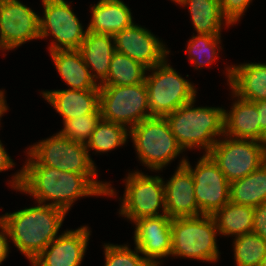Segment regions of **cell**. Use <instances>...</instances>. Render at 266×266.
I'll list each match as a JSON object with an SVG mask.
<instances>
[{"instance_id": "6da1fadb", "label": "cell", "mask_w": 266, "mask_h": 266, "mask_svg": "<svg viewBox=\"0 0 266 266\" xmlns=\"http://www.w3.org/2000/svg\"><path fill=\"white\" fill-rule=\"evenodd\" d=\"M96 174H78L57 168L37 165L31 158L13 177L12 187L29 193L39 204L52 200L49 205L70 209L75 199L92 195H114L109 183L95 181Z\"/></svg>"}, {"instance_id": "7a4b0ae2", "label": "cell", "mask_w": 266, "mask_h": 266, "mask_svg": "<svg viewBox=\"0 0 266 266\" xmlns=\"http://www.w3.org/2000/svg\"><path fill=\"white\" fill-rule=\"evenodd\" d=\"M66 213L64 209L44 203L6 213L0 220L15 246L32 261L57 238Z\"/></svg>"}, {"instance_id": "3957f363", "label": "cell", "mask_w": 266, "mask_h": 266, "mask_svg": "<svg viewBox=\"0 0 266 266\" xmlns=\"http://www.w3.org/2000/svg\"><path fill=\"white\" fill-rule=\"evenodd\" d=\"M194 102L182 105L165 118L182 149L201 146L208 154L218 141L214 137L224 134V109L193 108Z\"/></svg>"}, {"instance_id": "277c9868", "label": "cell", "mask_w": 266, "mask_h": 266, "mask_svg": "<svg viewBox=\"0 0 266 266\" xmlns=\"http://www.w3.org/2000/svg\"><path fill=\"white\" fill-rule=\"evenodd\" d=\"M217 231L212 215L173 218L170 255L210 262L218 260Z\"/></svg>"}, {"instance_id": "5b68a950", "label": "cell", "mask_w": 266, "mask_h": 266, "mask_svg": "<svg viewBox=\"0 0 266 266\" xmlns=\"http://www.w3.org/2000/svg\"><path fill=\"white\" fill-rule=\"evenodd\" d=\"M129 129L139 159L153 170L162 169L183 151L165 117L152 116Z\"/></svg>"}, {"instance_id": "8992f818", "label": "cell", "mask_w": 266, "mask_h": 266, "mask_svg": "<svg viewBox=\"0 0 266 266\" xmlns=\"http://www.w3.org/2000/svg\"><path fill=\"white\" fill-rule=\"evenodd\" d=\"M166 63L157 64L151 68L155 72L145 77L151 117H165L195 99L194 86Z\"/></svg>"}, {"instance_id": "52a82bcc", "label": "cell", "mask_w": 266, "mask_h": 266, "mask_svg": "<svg viewBox=\"0 0 266 266\" xmlns=\"http://www.w3.org/2000/svg\"><path fill=\"white\" fill-rule=\"evenodd\" d=\"M99 108L103 120L134 127L151 117L145 81L127 86H100Z\"/></svg>"}, {"instance_id": "ba28073f", "label": "cell", "mask_w": 266, "mask_h": 266, "mask_svg": "<svg viewBox=\"0 0 266 266\" xmlns=\"http://www.w3.org/2000/svg\"><path fill=\"white\" fill-rule=\"evenodd\" d=\"M86 144L60 133L32 146L28 152L37 164L78 174H97Z\"/></svg>"}, {"instance_id": "9c48e42d", "label": "cell", "mask_w": 266, "mask_h": 266, "mask_svg": "<svg viewBox=\"0 0 266 266\" xmlns=\"http://www.w3.org/2000/svg\"><path fill=\"white\" fill-rule=\"evenodd\" d=\"M229 138L218 140L208 155L232 182L244 178L266 162V151L257 140Z\"/></svg>"}, {"instance_id": "30bf717a", "label": "cell", "mask_w": 266, "mask_h": 266, "mask_svg": "<svg viewBox=\"0 0 266 266\" xmlns=\"http://www.w3.org/2000/svg\"><path fill=\"white\" fill-rule=\"evenodd\" d=\"M120 213L130 220L166 214L164 182L159 176L135 172L128 175ZM162 205L163 213H158Z\"/></svg>"}, {"instance_id": "8fae6325", "label": "cell", "mask_w": 266, "mask_h": 266, "mask_svg": "<svg viewBox=\"0 0 266 266\" xmlns=\"http://www.w3.org/2000/svg\"><path fill=\"white\" fill-rule=\"evenodd\" d=\"M184 165L194 178V194L200 215H213L230 201V182L208 154L200 158L195 169L187 160Z\"/></svg>"}, {"instance_id": "7c38bea8", "label": "cell", "mask_w": 266, "mask_h": 266, "mask_svg": "<svg viewBox=\"0 0 266 266\" xmlns=\"http://www.w3.org/2000/svg\"><path fill=\"white\" fill-rule=\"evenodd\" d=\"M44 18H40V38L52 34L56 42L50 51L79 49L87 34L80 21L64 0H42Z\"/></svg>"}, {"instance_id": "4fadbf2b", "label": "cell", "mask_w": 266, "mask_h": 266, "mask_svg": "<svg viewBox=\"0 0 266 266\" xmlns=\"http://www.w3.org/2000/svg\"><path fill=\"white\" fill-rule=\"evenodd\" d=\"M40 38V16L18 0H0V48Z\"/></svg>"}, {"instance_id": "5bb4252c", "label": "cell", "mask_w": 266, "mask_h": 266, "mask_svg": "<svg viewBox=\"0 0 266 266\" xmlns=\"http://www.w3.org/2000/svg\"><path fill=\"white\" fill-rule=\"evenodd\" d=\"M115 51L141 63L149 71L162 63L169 51L148 30L134 23L114 35Z\"/></svg>"}, {"instance_id": "9a60e30c", "label": "cell", "mask_w": 266, "mask_h": 266, "mask_svg": "<svg viewBox=\"0 0 266 266\" xmlns=\"http://www.w3.org/2000/svg\"><path fill=\"white\" fill-rule=\"evenodd\" d=\"M134 223L136 247L153 266H158L159 262L155 259L171 254L172 219L164 214L158 217L139 218Z\"/></svg>"}, {"instance_id": "2e32d148", "label": "cell", "mask_w": 266, "mask_h": 266, "mask_svg": "<svg viewBox=\"0 0 266 266\" xmlns=\"http://www.w3.org/2000/svg\"><path fill=\"white\" fill-rule=\"evenodd\" d=\"M87 228L64 232L31 261L32 266H79L90 236Z\"/></svg>"}, {"instance_id": "e0dca14e", "label": "cell", "mask_w": 266, "mask_h": 266, "mask_svg": "<svg viewBox=\"0 0 266 266\" xmlns=\"http://www.w3.org/2000/svg\"><path fill=\"white\" fill-rule=\"evenodd\" d=\"M182 159L177 171L164 184L165 210L171 218L194 217L200 215L195 194L194 178Z\"/></svg>"}, {"instance_id": "ac0fdd59", "label": "cell", "mask_w": 266, "mask_h": 266, "mask_svg": "<svg viewBox=\"0 0 266 266\" xmlns=\"http://www.w3.org/2000/svg\"><path fill=\"white\" fill-rule=\"evenodd\" d=\"M43 96L62 115L63 121L81 115L101 113L100 89L46 91Z\"/></svg>"}, {"instance_id": "d6986e66", "label": "cell", "mask_w": 266, "mask_h": 266, "mask_svg": "<svg viewBox=\"0 0 266 266\" xmlns=\"http://www.w3.org/2000/svg\"><path fill=\"white\" fill-rule=\"evenodd\" d=\"M233 94L243 100H266V64L249 63L227 68Z\"/></svg>"}, {"instance_id": "ffe728a7", "label": "cell", "mask_w": 266, "mask_h": 266, "mask_svg": "<svg viewBox=\"0 0 266 266\" xmlns=\"http://www.w3.org/2000/svg\"><path fill=\"white\" fill-rule=\"evenodd\" d=\"M224 135L236 139H251L259 141L262 130L259 125L257 101L250 102L238 98L228 113L224 110Z\"/></svg>"}, {"instance_id": "44dd1931", "label": "cell", "mask_w": 266, "mask_h": 266, "mask_svg": "<svg viewBox=\"0 0 266 266\" xmlns=\"http://www.w3.org/2000/svg\"><path fill=\"white\" fill-rule=\"evenodd\" d=\"M87 31L115 35L133 24L130 9L121 0H100L92 6Z\"/></svg>"}, {"instance_id": "7402d4cb", "label": "cell", "mask_w": 266, "mask_h": 266, "mask_svg": "<svg viewBox=\"0 0 266 266\" xmlns=\"http://www.w3.org/2000/svg\"><path fill=\"white\" fill-rule=\"evenodd\" d=\"M113 40V44L112 41ZM83 57L84 63L90 69L92 78L101 79V84L108 75L110 63L115 52L114 35L97 34L87 31L82 45L78 49ZM93 72H96L92 74Z\"/></svg>"}, {"instance_id": "603a6c76", "label": "cell", "mask_w": 266, "mask_h": 266, "mask_svg": "<svg viewBox=\"0 0 266 266\" xmlns=\"http://www.w3.org/2000/svg\"><path fill=\"white\" fill-rule=\"evenodd\" d=\"M53 62L69 89H100L78 49L50 51Z\"/></svg>"}, {"instance_id": "cb8c5ba5", "label": "cell", "mask_w": 266, "mask_h": 266, "mask_svg": "<svg viewBox=\"0 0 266 266\" xmlns=\"http://www.w3.org/2000/svg\"><path fill=\"white\" fill-rule=\"evenodd\" d=\"M230 201L253 208L266 202V162L244 178L230 182Z\"/></svg>"}, {"instance_id": "d4e9b609", "label": "cell", "mask_w": 266, "mask_h": 266, "mask_svg": "<svg viewBox=\"0 0 266 266\" xmlns=\"http://www.w3.org/2000/svg\"><path fill=\"white\" fill-rule=\"evenodd\" d=\"M253 215V207L229 201L212 216L220 234L238 237L252 232Z\"/></svg>"}, {"instance_id": "484cf974", "label": "cell", "mask_w": 266, "mask_h": 266, "mask_svg": "<svg viewBox=\"0 0 266 266\" xmlns=\"http://www.w3.org/2000/svg\"><path fill=\"white\" fill-rule=\"evenodd\" d=\"M180 5H189L191 20L198 34L220 35L223 16L219 0H181Z\"/></svg>"}, {"instance_id": "4316f807", "label": "cell", "mask_w": 266, "mask_h": 266, "mask_svg": "<svg viewBox=\"0 0 266 266\" xmlns=\"http://www.w3.org/2000/svg\"><path fill=\"white\" fill-rule=\"evenodd\" d=\"M145 70L141 63L129 56L115 51L113 53L107 78L99 86H127L145 81Z\"/></svg>"}, {"instance_id": "83f0119b", "label": "cell", "mask_w": 266, "mask_h": 266, "mask_svg": "<svg viewBox=\"0 0 266 266\" xmlns=\"http://www.w3.org/2000/svg\"><path fill=\"white\" fill-rule=\"evenodd\" d=\"M127 130L124 125L101 119L86 143V148L108 152L126 142Z\"/></svg>"}, {"instance_id": "f1b7e54d", "label": "cell", "mask_w": 266, "mask_h": 266, "mask_svg": "<svg viewBox=\"0 0 266 266\" xmlns=\"http://www.w3.org/2000/svg\"><path fill=\"white\" fill-rule=\"evenodd\" d=\"M235 239L234 257L237 266H260L266 254V241L253 232Z\"/></svg>"}, {"instance_id": "f546056e", "label": "cell", "mask_w": 266, "mask_h": 266, "mask_svg": "<svg viewBox=\"0 0 266 266\" xmlns=\"http://www.w3.org/2000/svg\"><path fill=\"white\" fill-rule=\"evenodd\" d=\"M101 119V113H92L64 120V129L59 133L72 141L86 144Z\"/></svg>"}, {"instance_id": "4dcf8cb0", "label": "cell", "mask_w": 266, "mask_h": 266, "mask_svg": "<svg viewBox=\"0 0 266 266\" xmlns=\"http://www.w3.org/2000/svg\"><path fill=\"white\" fill-rule=\"evenodd\" d=\"M219 39L220 35L198 34V36H193L192 39L189 40L187 48L190 56L189 59L196 67L203 66L204 64L210 65L212 61H215L216 54L218 53L216 52V47H218L217 45L221 41Z\"/></svg>"}, {"instance_id": "1f68e13d", "label": "cell", "mask_w": 266, "mask_h": 266, "mask_svg": "<svg viewBox=\"0 0 266 266\" xmlns=\"http://www.w3.org/2000/svg\"><path fill=\"white\" fill-rule=\"evenodd\" d=\"M105 266H153L145 257L139 256L140 252L132 251L128 246L105 245Z\"/></svg>"}, {"instance_id": "d6a6232c", "label": "cell", "mask_w": 266, "mask_h": 266, "mask_svg": "<svg viewBox=\"0 0 266 266\" xmlns=\"http://www.w3.org/2000/svg\"><path fill=\"white\" fill-rule=\"evenodd\" d=\"M223 16L233 24L238 21L252 0H219Z\"/></svg>"}, {"instance_id": "836d02e7", "label": "cell", "mask_w": 266, "mask_h": 266, "mask_svg": "<svg viewBox=\"0 0 266 266\" xmlns=\"http://www.w3.org/2000/svg\"><path fill=\"white\" fill-rule=\"evenodd\" d=\"M252 232L266 241V202L254 207Z\"/></svg>"}, {"instance_id": "e575fe53", "label": "cell", "mask_w": 266, "mask_h": 266, "mask_svg": "<svg viewBox=\"0 0 266 266\" xmlns=\"http://www.w3.org/2000/svg\"><path fill=\"white\" fill-rule=\"evenodd\" d=\"M0 229H2L0 232V264L4 261V259L7 257V253L9 250V245L7 241V236L9 237V232L4 225V223L0 220ZM7 235V236H6Z\"/></svg>"}, {"instance_id": "d590c367", "label": "cell", "mask_w": 266, "mask_h": 266, "mask_svg": "<svg viewBox=\"0 0 266 266\" xmlns=\"http://www.w3.org/2000/svg\"><path fill=\"white\" fill-rule=\"evenodd\" d=\"M13 165L12 159H10L0 141V172L11 168Z\"/></svg>"}, {"instance_id": "8d00e7d4", "label": "cell", "mask_w": 266, "mask_h": 266, "mask_svg": "<svg viewBox=\"0 0 266 266\" xmlns=\"http://www.w3.org/2000/svg\"><path fill=\"white\" fill-rule=\"evenodd\" d=\"M257 112L260 129L263 131L266 128V100L257 101Z\"/></svg>"}, {"instance_id": "74e56055", "label": "cell", "mask_w": 266, "mask_h": 266, "mask_svg": "<svg viewBox=\"0 0 266 266\" xmlns=\"http://www.w3.org/2000/svg\"><path fill=\"white\" fill-rule=\"evenodd\" d=\"M6 111H7V107L5 104L4 93L3 91H0V117Z\"/></svg>"}, {"instance_id": "f35d334b", "label": "cell", "mask_w": 266, "mask_h": 266, "mask_svg": "<svg viewBox=\"0 0 266 266\" xmlns=\"http://www.w3.org/2000/svg\"><path fill=\"white\" fill-rule=\"evenodd\" d=\"M263 149L266 151V128L263 130L262 135L258 141Z\"/></svg>"}, {"instance_id": "ab89813d", "label": "cell", "mask_w": 266, "mask_h": 266, "mask_svg": "<svg viewBox=\"0 0 266 266\" xmlns=\"http://www.w3.org/2000/svg\"><path fill=\"white\" fill-rule=\"evenodd\" d=\"M260 266H266V254H265V256L263 257Z\"/></svg>"}, {"instance_id": "60d3db41", "label": "cell", "mask_w": 266, "mask_h": 266, "mask_svg": "<svg viewBox=\"0 0 266 266\" xmlns=\"http://www.w3.org/2000/svg\"><path fill=\"white\" fill-rule=\"evenodd\" d=\"M172 1H175L178 4L181 2V0H172Z\"/></svg>"}]
</instances>
